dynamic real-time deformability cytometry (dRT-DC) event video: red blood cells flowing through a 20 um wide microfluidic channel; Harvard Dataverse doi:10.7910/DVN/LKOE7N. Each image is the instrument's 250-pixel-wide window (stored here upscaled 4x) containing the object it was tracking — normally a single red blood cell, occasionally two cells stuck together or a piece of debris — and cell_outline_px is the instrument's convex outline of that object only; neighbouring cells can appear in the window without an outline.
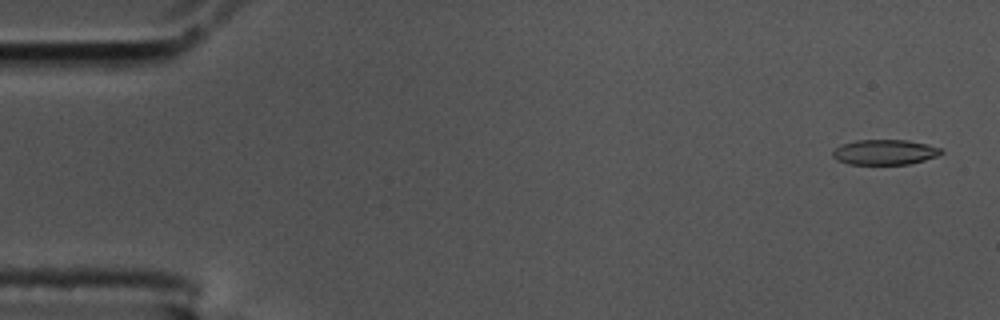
{"species": "common noctule bat (a hibernating species)", "species_latin": "Nyctalus noctula", "temperature_condition": "cold", "stored_images_in_passage": 58, "camera_frame_rate_fps": 3000, "um_per_image_px": 0.085, "animal": {"sex": "male", "body_mass_g": 17.5, "forearm_length_mm": 52.3}, "frame": {"image": 1, "passage_image": 2, "time_ms": 0.333, "image_size_px": [1000, 320], "cell_outline_px": [[944, 152], [936, 156], [924, 160], [908, 164], [848, 164], [836, 160], [832, 156], [832, 152], [840, 144], [856, 140], [908, 140], [928, 144], [940, 148]], "centroid_in_image_um": [75.18, 12.93], "position_along_channel_um": 9.8, "area_um2": 15.95}}
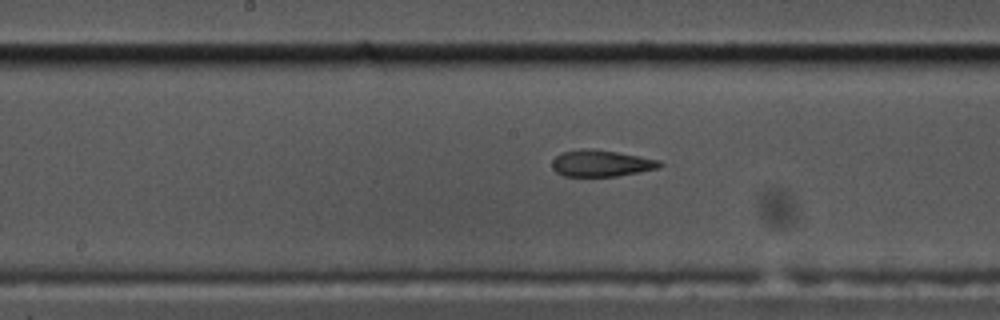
{"frame": {"image": 2, "passage_image": 29, "time_ms": 9.333, "image_size_px": [1000, 320], "cell_outline_px": [[664, 164], [660, 168], [640, 172], [616, 176], [564, 176], [556, 172], [552, 168], [552, 160], [556, 156], [564, 152], [584, 148], [592, 148], [616, 152], [660, 160]], "centroid_in_image_um": [51.12, 13.88], "position_along_channel_um": 197.1, "area_um2": 16.65}}
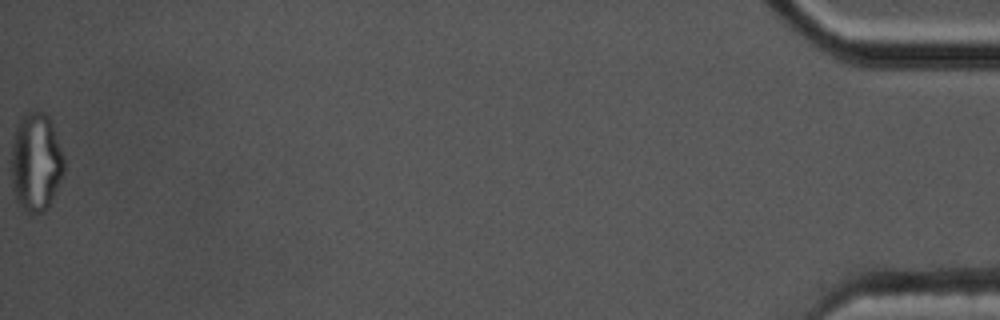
{"frame": {"image": 3, "passage_image": 58, "time_ms": 19.0, "image_size_px": [1000, 320], "cell_outline_px": [[64, 172], [48, 208], [44, 212], [28, 212], [16, 200], [12, 188], [12, 140], [20, 116], [24, 112], [32, 108], [36, 108], [44, 112], [52, 120], [64, 156]], "centroid_in_image_um": [3.06, 13.69], "position_along_channel_um": 432.1, "area_um2": 30.81}, "authors_computed_cell_mechanics": {"area_um2": 17.1666, "velocity_mm_per_s": 3.4835, "shape_relaxation_time_tau1_ms": null, "shape_relaxation_time_tau2_ms": 2.5689, "deformation_change_tau1": null, "deformation_change_tau2": 0.0868}}